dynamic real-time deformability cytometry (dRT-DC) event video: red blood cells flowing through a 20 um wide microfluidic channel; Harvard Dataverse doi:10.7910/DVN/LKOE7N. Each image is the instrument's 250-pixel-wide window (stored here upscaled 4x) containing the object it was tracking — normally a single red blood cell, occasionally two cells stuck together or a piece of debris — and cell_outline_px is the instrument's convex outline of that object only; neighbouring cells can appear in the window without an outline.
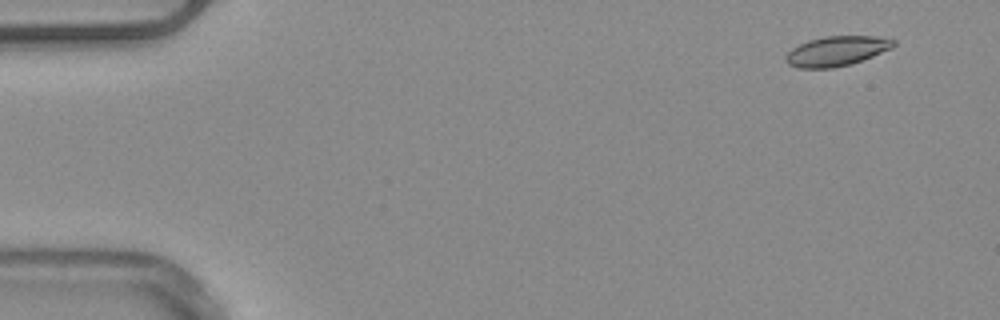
{"species": "common noctule bat (a hibernating species)", "species_latin": "Nyctalus noctula", "temperature_condition": "warm", "stored_images_in_passage": 10, "camera_frame_rate_fps": 3000, "um_per_image_px": 0.085, "animal": {"sex": "male", "body_mass_g": 20.4}, "frame": {"image": 1, "passage_image": 1, "time_ms": 0.0, "image_size_px": [1000, 320], "cell_outline_px": [[896, 44], [892, 48], [852, 64], [832, 68], [796, 68], [788, 64], [784, 60], [784, 56], [792, 48], [808, 40], [828, 36], [876, 36], [896, 40]], "centroid_in_image_um": [71.09, 4.35], "position_along_channel_um": 13.9, "area_um2": 18.79}}